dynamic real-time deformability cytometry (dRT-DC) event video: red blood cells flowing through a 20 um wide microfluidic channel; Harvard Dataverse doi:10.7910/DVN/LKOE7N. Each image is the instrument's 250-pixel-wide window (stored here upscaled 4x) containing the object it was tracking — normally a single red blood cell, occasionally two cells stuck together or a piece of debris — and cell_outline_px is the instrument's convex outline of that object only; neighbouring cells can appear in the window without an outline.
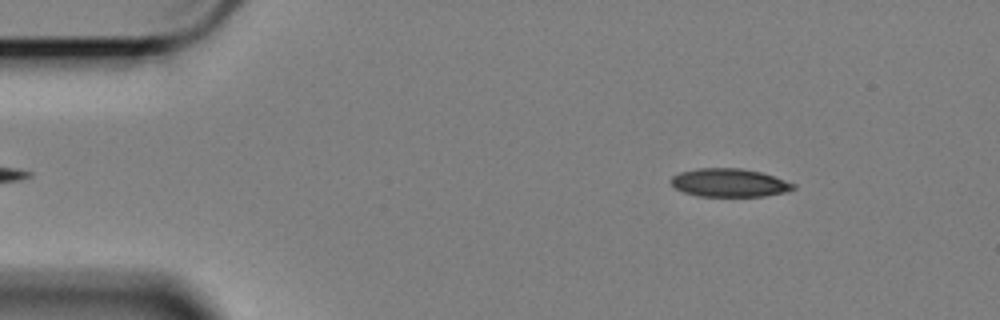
{"species": "Egyptian fruit bat (a non-hibernating species)", "species_latin": "Rousettus aegyptiacus", "temperature_condition": "cold", "stored_images_in_passage": 35, "camera_frame_rate_fps": 3000, "um_per_image_px": 0.085, "animal": {"sex": "female"}, "frame": {"image": 1, "passage_image": 4, "time_ms": 1.0, "image_size_px": [1000, 320], "cell_outline_px": [[796, 188], [784, 192], [764, 196], [696, 196], [684, 192], [676, 188], [672, 184], [672, 176], [680, 172], [696, 168], [740, 168], [760, 172], [796, 184]], "centroid_in_image_um": [61.98, 15.53], "position_along_channel_um": 23.0, "area_um2": 20.0}}
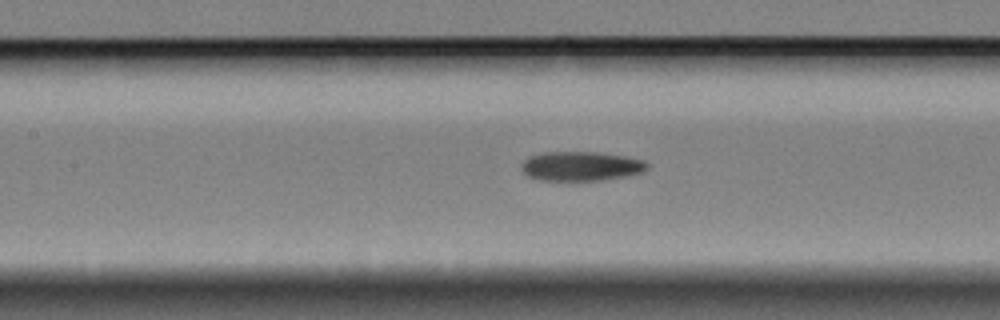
{"frame": {"image": 2, "passage_image": 22, "time_ms": 7.0, "image_size_px": [1000, 320], "cell_outline_px": [[648, 168], [640, 172], [624, 176], [600, 180], [536, 180], [528, 176], [520, 168], [520, 164], [528, 156], [544, 152], [596, 152], [624, 156], [644, 160], [648, 164]], "centroid_in_image_um": [49.32, 14.12], "position_along_channel_um": 158.1, "area_um2": 21.44}}
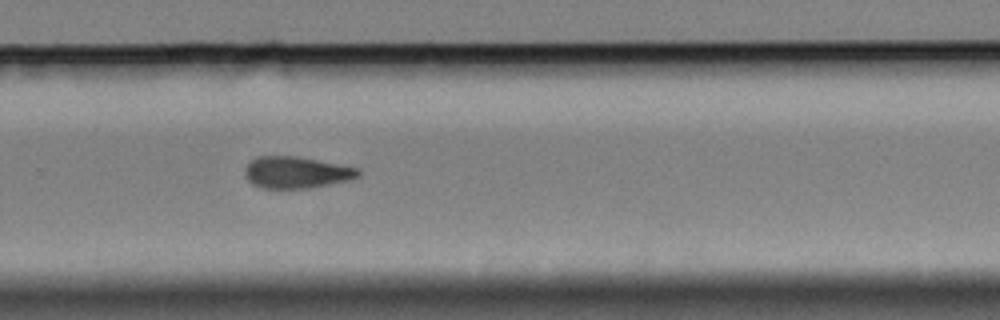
{"frame": {"image": 3, "passage_image": 35, "time_ms": 11.333, "image_size_px": [1000, 320], "cell_outline_px": [[360, 176], [352, 180], [308, 188], [260, 188], [252, 184], [244, 176], [244, 168], [256, 156], [296, 156], [360, 168]], "centroid_in_image_um": [25.19, 14.66], "position_along_channel_um": 304.6, "area_um2": 21.1}}